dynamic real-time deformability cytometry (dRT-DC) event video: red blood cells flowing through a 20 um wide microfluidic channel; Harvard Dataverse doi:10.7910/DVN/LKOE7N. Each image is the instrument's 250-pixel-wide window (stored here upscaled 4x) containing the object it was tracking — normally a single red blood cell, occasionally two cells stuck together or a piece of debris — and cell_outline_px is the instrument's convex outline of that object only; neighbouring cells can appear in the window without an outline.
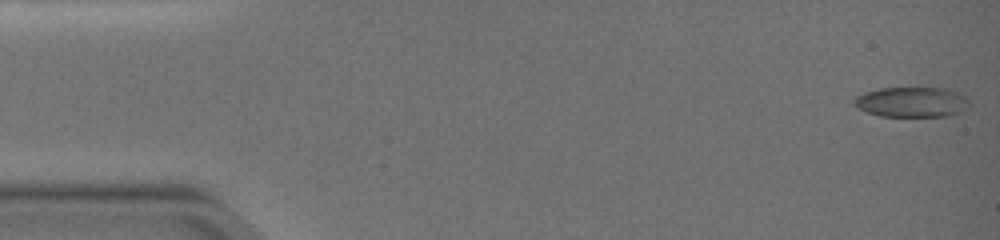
{"species": "common noctule bat (a hibernating species)", "species_latin": "Nyctalus noctula", "temperature_condition": "warm", "stored_images_in_passage": 50, "camera_frame_rate_fps": 3000, "um_per_image_px": 0.085, "animal": {"sex": "female", "body_mass_g": 19.0, "forearm_length_mm": 51.5}, "frame": {"image": 1, "passage_image": 1, "time_ms": 0.0, "image_size_px": [1000, 240], "cell_outline_px": [[972, 104], [968, 108], [960, 112], [948, 116], [880, 116], [864, 112], [856, 108], [852, 100], [856, 96], [864, 92], [880, 88], [948, 88], [964, 96]], "centroid_in_image_um": [77.48, 8.68], "position_along_channel_um": 7.5, "area_um2": 20.52}}
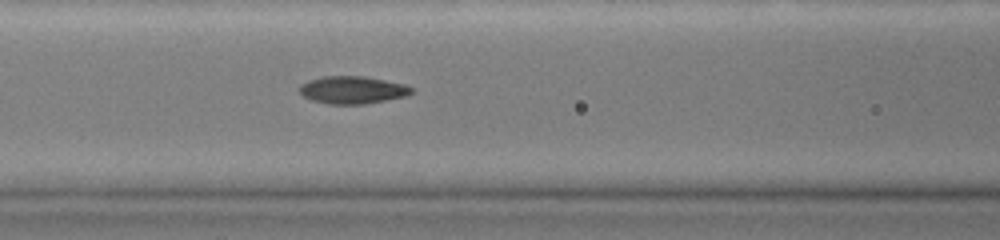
{"frame": {"image": 2, "passage_image": 22, "time_ms": 7.0, "image_size_px": [1000, 240], "cell_outline_px": [[412, 92], [408, 96], [364, 104], [328, 104], [312, 100], [304, 96], [300, 92], [300, 84], [308, 80], [324, 76], [364, 76], [404, 84], [412, 88]], "centroid_in_image_um": [29.96, 7.64], "position_along_channel_um": 136.6, "area_um2": 17.92}}
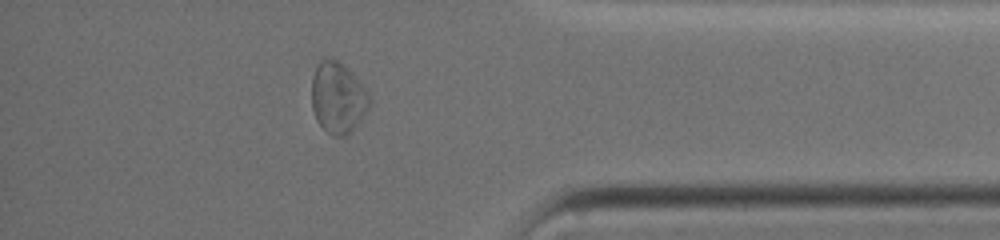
{"frame": {"image": 3, "passage_image": 44, "time_ms": 14.333, "image_size_px": [1000, 240], "cell_outline_px": [[372, 100], [368, 108], [352, 132], [344, 136], [332, 136], [316, 120], [312, 108], [312, 76], [316, 64], [324, 56], [332, 56], [348, 68], [368, 92]], "centroid_in_image_um": [28.71, 8.27], "position_along_channel_um": 406.5, "area_um2": 24.28}, "authors_computed_cell_mechanics": {"area_um2": 18.3515, "velocity_mm_per_s": 3.8366, "shape_relaxation_time_tau1_ms": null, "shape_relaxation_time_tau2_ms": 2.5662, "deformation_change_tau1": null, "deformation_change_tau2": 0.0789}}